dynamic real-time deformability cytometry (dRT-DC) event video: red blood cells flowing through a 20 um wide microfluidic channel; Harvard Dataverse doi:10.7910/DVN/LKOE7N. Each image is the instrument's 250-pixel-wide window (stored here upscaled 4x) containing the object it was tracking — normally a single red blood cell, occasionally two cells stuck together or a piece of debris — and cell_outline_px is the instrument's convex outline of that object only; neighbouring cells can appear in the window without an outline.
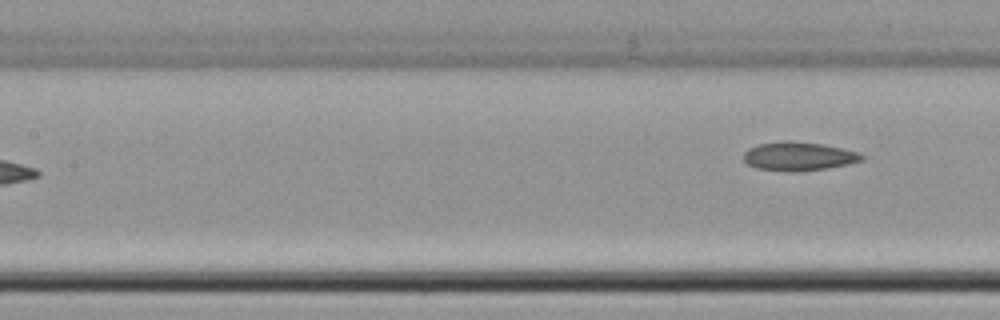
{"species": "common noctule bat (a hibernating species)", "species_latin": "Nyctalus noctula", "temperature_condition": "cold", "stored_images_in_passage": 8, "segment_of_instrument_passage": [2, 2], "camera_frame_rate_fps": 3000, "um_per_image_px": 0.085, "animal": {"sex": "female", "body_mass_g": 22.7, "forearm_length_mm": 54.2}, "frame": {"image": 1, "passage_image": 8, "time_ms": 9.333, "image_size_px": [1000, 320], "cell_outline_px": [[864, 160], [848, 164], [828, 168], [800, 172], [788, 172], [756, 168], [748, 164], [744, 160], [744, 152], [748, 148], [760, 144], [784, 140], [788, 140], [820, 144], [860, 152], [864, 156]], "centroid_in_image_um": [67.89, 13.29], "position_along_channel_um": 139.5, "area_um2": 19.88}}